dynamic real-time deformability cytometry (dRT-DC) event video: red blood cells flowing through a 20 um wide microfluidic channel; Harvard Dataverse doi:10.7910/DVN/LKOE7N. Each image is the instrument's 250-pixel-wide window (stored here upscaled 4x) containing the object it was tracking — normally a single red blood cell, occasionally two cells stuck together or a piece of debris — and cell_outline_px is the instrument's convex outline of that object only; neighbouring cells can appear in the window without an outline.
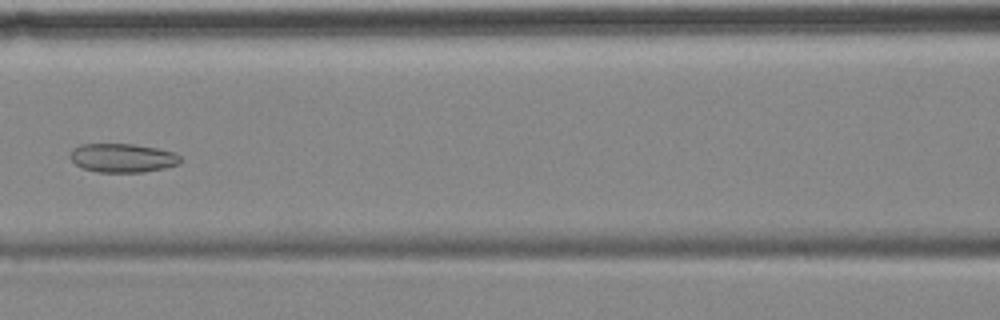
{"species": "common noctule bat (a hibernating species)", "species_latin": "Nyctalus noctula", "temperature_condition": "cold", "stored_images_in_passage": 9, "camera_frame_rate_fps": 3000, "um_per_image_px": 0.085, "animal": {"sex": "female", "body_mass_g": 18.4}, "frame": {"image": 1, "passage_image": 7, "time_ms": 7.0, "image_size_px": [1000, 320], "cell_outline_px": [[184, 160], [180, 164], [164, 168], [144, 172], [96, 172], [84, 168], [76, 164], [68, 156], [72, 148], [80, 144], [132, 144], [156, 148], [176, 152]], "centroid_in_image_um": [10.44, 13.42], "position_along_channel_um": 156.2, "area_um2": 18.73}}
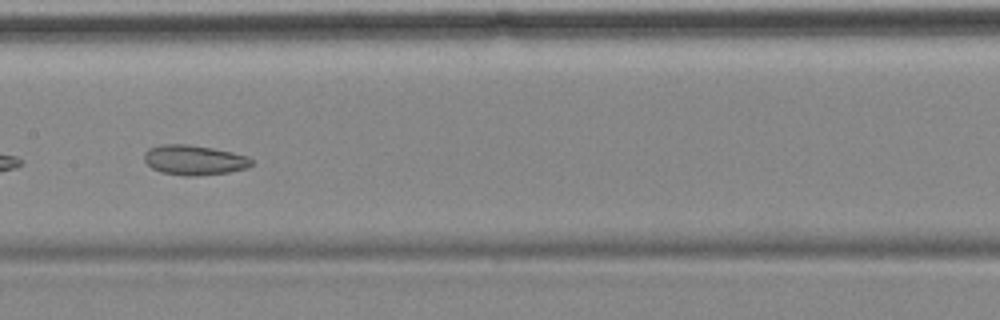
{"frame": {"image": 2, "passage_image": 8, "time_ms": 8.0, "image_size_px": [1000, 320], "cell_outline_px": [[252, 164], [248, 168], [228, 172], [196, 176], [184, 176], [160, 172], [152, 168], [144, 160], [144, 152], [148, 148], [160, 144], [188, 144], [212, 148], [232, 152], [248, 156], [252, 160]], "centroid_in_image_um": [16.48, 13.6], "position_along_channel_um": 190.9, "area_um2": 18.84}}